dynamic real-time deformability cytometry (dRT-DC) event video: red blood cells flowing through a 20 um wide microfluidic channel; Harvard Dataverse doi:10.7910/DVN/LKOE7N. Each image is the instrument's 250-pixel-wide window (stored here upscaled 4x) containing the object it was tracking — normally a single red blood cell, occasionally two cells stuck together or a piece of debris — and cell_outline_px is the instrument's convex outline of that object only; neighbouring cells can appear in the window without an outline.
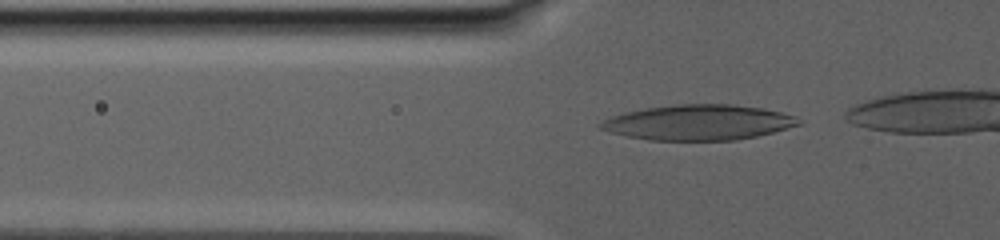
{"species": "human", "species_latin": "Homo sapiens", "temperature_condition": "warm", "stored_images_in_passage": 44, "camera_frame_rate_fps": 3000, "um_per_image_px": 0.085, "donor": {"sex": "male"}, "frame": {"image": 1, "passage_image": 2, "time_ms": 0.333, "image_size_px": [1000, 240], "cell_outline_px": [[804, 120], [800, 124], [772, 132], [756, 136], [736, 140], [648, 140], [628, 136], [612, 132], [600, 128], [596, 124], [612, 116], [624, 112], [644, 108], [676, 104], [732, 104], [764, 108], [796, 116]], "centroid_in_image_um": [59.38, 10.4], "position_along_channel_um": 66.4, "area_um2": 40.75}}
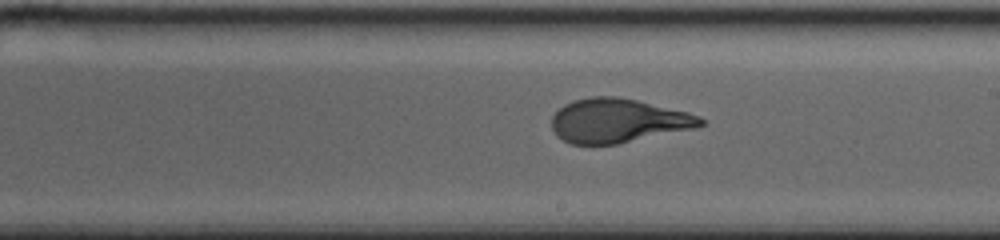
{"frame": {"image": 2, "passage_image": 22, "time_ms": 7.667, "image_size_px": [1000, 240], "cell_outline_px": [[704, 124], [696, 128], [616, 144], [572, 144], [556, 136], [552, 128], [552, 116], [564, 104], [572, 100], [592, 96], [620, 96], [688, 112], [700, 116], [704, 120]], "centroid_in_image_um": [52.52, 10.25], "position_along_channel_um": 236.5, "area_um2": 38.26}}
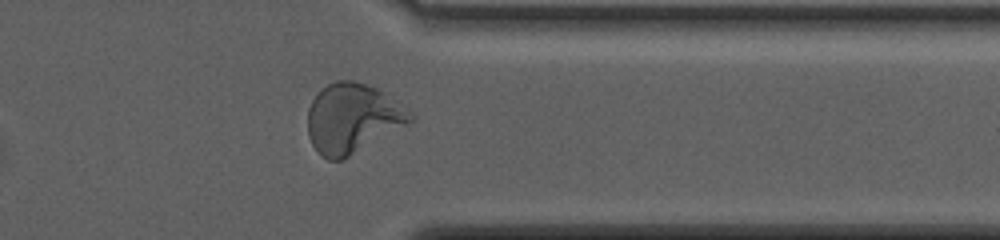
{"frame": {"image": 3, "passage_image": 39, "time_ms": 13.667, "image_size_px": [1000, 240], "cell_outline_px": [[416, 120], [344, 160], [328, 160], [320, 156], [312, 144], [308, 136], [308, 108], [316, 92], [328, 84], [336, 80], [352, 80], [376, 88], [412, 112], [416, 116]], "centroid_in_image_um": [29.96, 10.08], "position_along_channel_um": 381.4, "area_um2": 41.91}}